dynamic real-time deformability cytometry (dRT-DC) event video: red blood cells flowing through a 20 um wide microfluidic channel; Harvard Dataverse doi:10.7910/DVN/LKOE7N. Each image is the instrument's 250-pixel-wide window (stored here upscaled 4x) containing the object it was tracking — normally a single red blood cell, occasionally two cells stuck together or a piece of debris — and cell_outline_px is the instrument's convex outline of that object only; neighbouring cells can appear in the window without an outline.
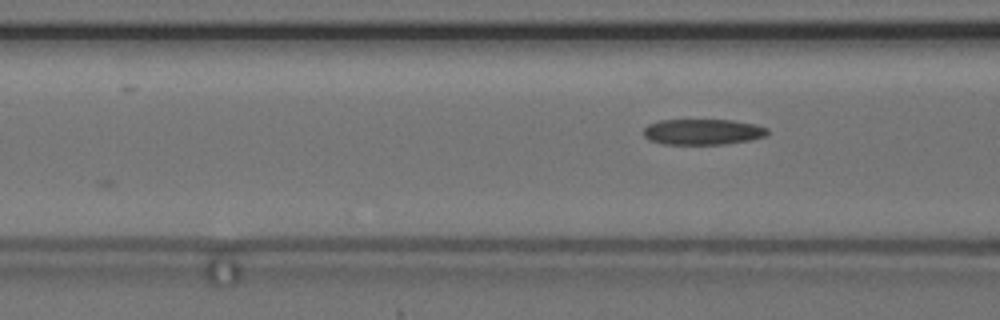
{"species": "common noctule bat (a hibernating species)", "species_latin": "Nyctalus noctula", "temperature_condition": "cold", "stored_images_in_passage": 3, "camera_frame_rate_fps": 3000, "um_per_image_px": 0.085, "animal": {"sex": "female", "body_mass_g": 24.6, "forearm_length_mm": 56.2}, "frame": {"image": 1, "passage_image": 3, "time_ms": 2.667, "image_size_px": [1000, 320], "cell_outline_px": [[768, 136], [752, 140], [724, 144], [664, 144], [648, 140], [644, 136], [644, 128], [648, 124], [660, 120], [732, 120], [756, 124], [768, 128]], "centroid_in_image_um": [59.76, 11.21], "position_along_channel_um": 106.8, "area_um2": 18.79}}